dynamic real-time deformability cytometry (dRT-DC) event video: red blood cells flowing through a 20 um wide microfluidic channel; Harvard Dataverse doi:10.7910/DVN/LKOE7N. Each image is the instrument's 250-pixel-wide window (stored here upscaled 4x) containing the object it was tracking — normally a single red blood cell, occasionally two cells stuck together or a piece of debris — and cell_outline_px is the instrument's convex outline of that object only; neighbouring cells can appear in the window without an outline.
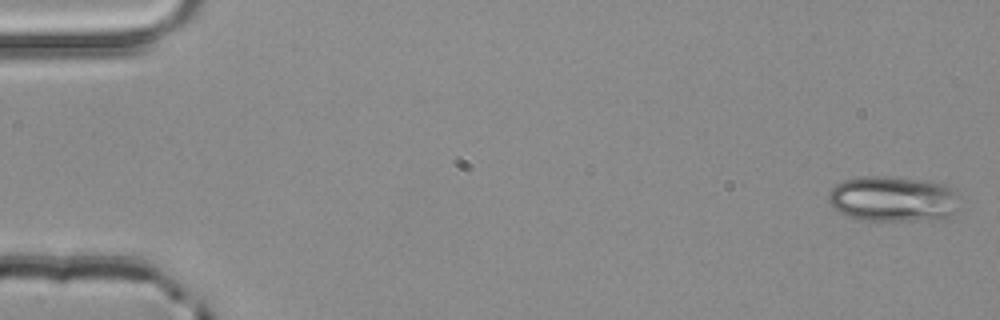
{"species": "common noctule bat (a hibernating species)", "species_latin": "Nyctalus noctula", "temperature_condition": "room temperature", "stored_images_in_passage": 4, "camera_frame_rate_fps": 3000, "um_per_image_px": 0.085, "animal": {"sex": "male", "body_mass_g": 20.4}, "frame": {"image": 1, "passage_image": 1, "time_ms": 0.0, "image_size_px": [1000, 320], "cell_outline_px": [[960, 208], [956, 212], [940, 220], [864, 220], [848, 216], [832, 208], [828, 200], [828, 192], [836, 184], [844, 180], [864, 176], [888, 176], [928, 180], [944, 184], [952, 188], [956, 192]], "centroid_in_image_um": [75.94, 16.9], "position_along_channel_um": 9.1, "area_um2": 35.32}}